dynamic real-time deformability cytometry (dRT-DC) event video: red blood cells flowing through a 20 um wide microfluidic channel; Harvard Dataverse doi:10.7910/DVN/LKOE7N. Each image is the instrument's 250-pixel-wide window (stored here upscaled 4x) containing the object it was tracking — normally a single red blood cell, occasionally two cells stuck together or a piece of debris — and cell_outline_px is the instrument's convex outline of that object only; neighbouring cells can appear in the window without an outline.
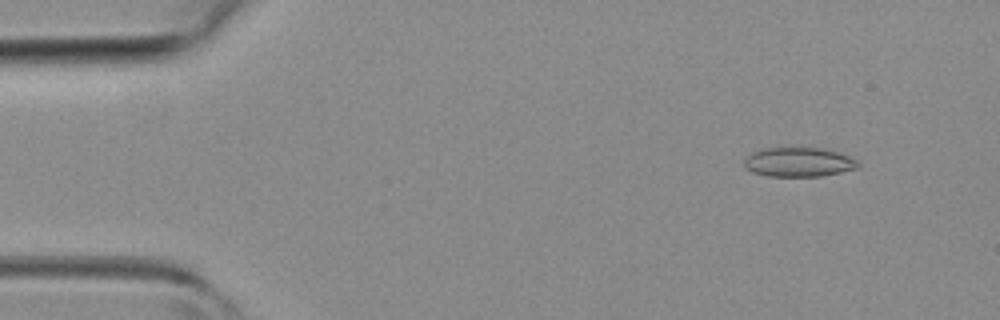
{"species": "common noctule bat (a hibernating species)", "species_latin": "Nyctalus noctula", "temperature_condition": "room temperature", "stored_images_in_passage": 12, "camera_frame_rate_fps": 3000, "um_per_image_px": 0.085, "animal": {"sex": "female", "body_mass_g": 19.3, "forearm_length_mm": 54.1}, "frame": {"image": 1, "passage_image": 5, "time_ms": 1.333, "image_size_px": [1000, 320], "cell_outline_px": [[860, 168], [820, 176], [768, 176], [752, 172], [744, 168], [744, 160], [752, 152], [760, 148], [824, 148], [840, 152], [856, 160], [860, 164]], "centroid_in_image_um": [67.88, 13.77], "position_along_channel_um": 17.1, "area_um2": 19.59}}